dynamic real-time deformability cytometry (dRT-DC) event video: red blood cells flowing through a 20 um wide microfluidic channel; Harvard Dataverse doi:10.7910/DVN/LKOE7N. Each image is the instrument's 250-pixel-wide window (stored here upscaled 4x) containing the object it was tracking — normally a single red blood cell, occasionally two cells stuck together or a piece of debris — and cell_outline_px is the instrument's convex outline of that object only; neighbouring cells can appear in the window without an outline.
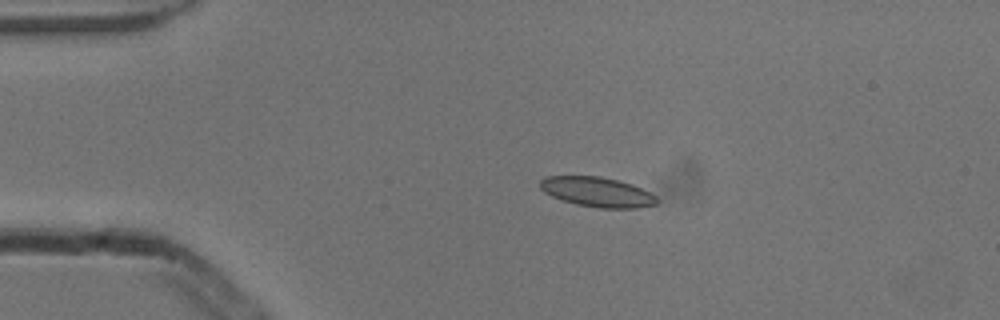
{"species": "common noctule bat (a hibernating species)", "species_latin": "Nyctalus noctula", "temperature_condition": "cold", "stored_images_in_passage": 3, "camera_frame_rate_fps": 3000, "um_per_image_px": 0.085, "animal": {"sex": "male", "body_mass_g": 13.3}, "frame": {"image": 1, "passage_image": 2, "time_ms": 0.333, "image_size_px": [1000, 320], "cell_outline_px": [[660, 200], [656, 204], [640, 208], [600, 208], [576, 204], [560, 200], [544, 192], [540, 188], [540, 180], [544, 176], [600, 176], [632, 184], [656, 196]], "centroid_in_image_um": [50.75, 16.32], "position_along_channel_um": 34.2, "area_um2": 20.35}}